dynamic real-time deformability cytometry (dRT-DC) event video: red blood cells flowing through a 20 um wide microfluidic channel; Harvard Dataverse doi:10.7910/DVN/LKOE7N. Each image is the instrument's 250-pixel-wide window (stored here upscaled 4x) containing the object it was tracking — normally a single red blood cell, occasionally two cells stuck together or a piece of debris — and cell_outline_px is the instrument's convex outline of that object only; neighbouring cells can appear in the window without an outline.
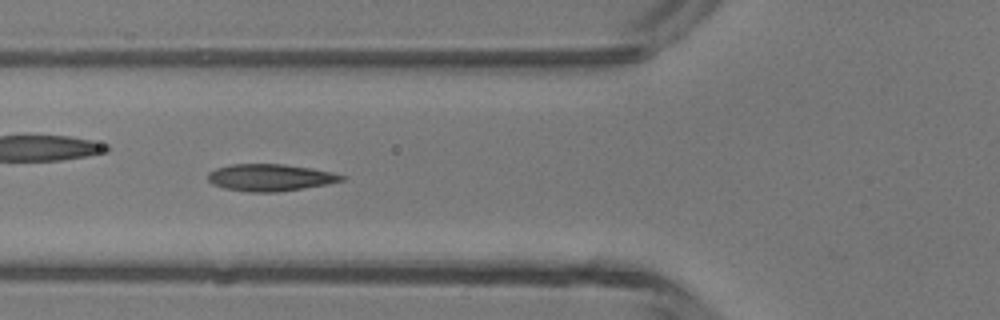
{"species": "common noctule bat (a hibernating species)", "species_latin": "Nyctalus noctula", "temperature_condition": "room temperature", "stored_images_in_passage": 10, "camera_frame_rate_fps": 3000, "um_per_image_px": 0.085, "animal": {"sex": "male", "body_mass_g": 13.3}, "frame": {"image": 1, "passage_image": 4, "time_ms": 1.0, "image_size_px": [1000, 320], "cell_outline_px": [[348, 176], [344, 180], [328, 184], [276, 192], [248, 192], [224, 188], [212, 184], [208, 180], [208, 172], [216, 168], [232, 164], [284, 164], [312, 168], [332, 172]], "centroid_in_image_um": [22.98, 15.08], "position_along_channel_um": 102.8, "area_um2": 21.1}}
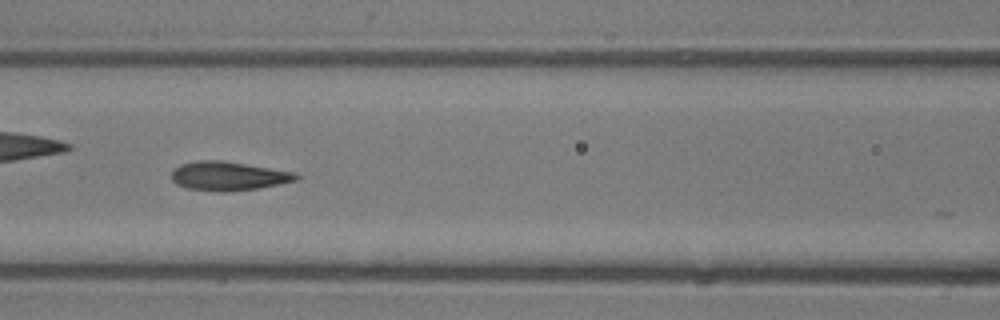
{"frame": {"image": 2, "passage_image": 7, "time_ms": 2.0, "image_size_px": [1000, 320], "cell_outline_px": [[300, 176], [296, 180], [280, 184], [260, 188], [228, 192], [216, 192], [188, 188], [176, 184], [172, 180], [172, 168], [180, 164], [196, 160], [224, 160], [296, 172]], "centroid_in_image_um": [19.4, 14.96], "position_along_channel_um": 147.2, "area_um2": 21.39}}